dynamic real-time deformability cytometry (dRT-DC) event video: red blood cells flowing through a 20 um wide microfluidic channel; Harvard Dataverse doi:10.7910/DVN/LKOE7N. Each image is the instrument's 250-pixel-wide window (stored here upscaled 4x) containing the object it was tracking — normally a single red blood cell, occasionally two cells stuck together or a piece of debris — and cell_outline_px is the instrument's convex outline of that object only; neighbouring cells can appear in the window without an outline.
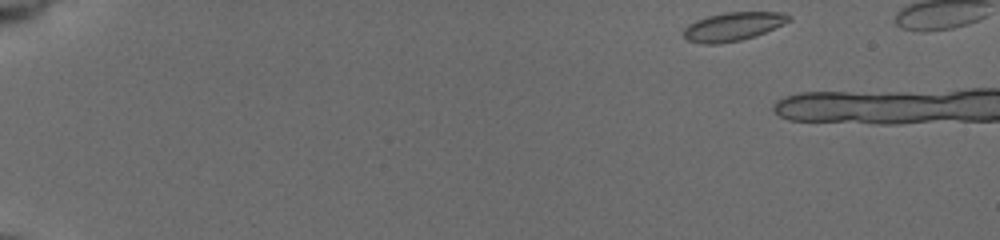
{"species": "common noctule bat (a hibernating species)", "species_latin": "Nyctalus noctula", "temperature_condition": "cold", "stored_images_in_passage": 8, "camera_frame_rate_fps": 3000, "um_per_image_px": 0.085, "animal": {"sex": "female", "body_mass_g": 19.5, "forearm_length_mm": 54.1}, "frame": {"image": 1, "passage_image": 1, "time_ms": 0.0, "image_size_px": [1000, 240], "cell_outline_px": [[792, 20], [784, 24], [756, 36], [740, 40], [720, 44], [704, 44], [688, 40], [684, 36], [684, 28], [688, 24], [696, 20], [708, 16], [728, 12], [780, 12], [792, 16]], "centroid_in_image_um": [62.33, 2.25], "position_along_channel_um": 22.7, "area_um2": 17.51}}